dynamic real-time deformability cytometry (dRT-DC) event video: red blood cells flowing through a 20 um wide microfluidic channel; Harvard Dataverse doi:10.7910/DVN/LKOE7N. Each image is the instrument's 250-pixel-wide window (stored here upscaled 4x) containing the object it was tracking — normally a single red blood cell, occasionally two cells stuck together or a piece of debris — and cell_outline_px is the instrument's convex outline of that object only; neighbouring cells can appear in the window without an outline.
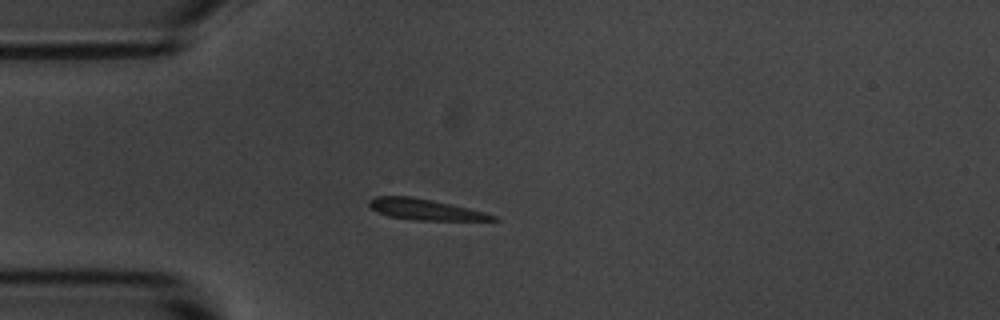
{"species": "common noctule bat (a hibernating species)", "species_latin": "Nyctalus noctula", "temperature_condition": "room temperature", "stored_images_in_passage": 3, "camera_frame_rate_fps": 3000, "um_per_image_px": 0.085, "animal": {"sex": "male", "body_mass_g": 20.1, "forearm_length_mm": 53.5}, "frame": {"image": 1, "passage_image": 3, "time_ms": 3.0, "image_size_px": [1000, 320], "cell_outline_px": [[500, 220], [412, 220], [388, 216], [376, 212], [368, 204], [368, 200], [376, 196], [408, 196], [432, 200], [468, 208], [484, 212], [496, 216]], "centroid_in_image_um": [36.08, 17.8], "position_along_channel_um": 48.9, "area_um2": 14.97}}